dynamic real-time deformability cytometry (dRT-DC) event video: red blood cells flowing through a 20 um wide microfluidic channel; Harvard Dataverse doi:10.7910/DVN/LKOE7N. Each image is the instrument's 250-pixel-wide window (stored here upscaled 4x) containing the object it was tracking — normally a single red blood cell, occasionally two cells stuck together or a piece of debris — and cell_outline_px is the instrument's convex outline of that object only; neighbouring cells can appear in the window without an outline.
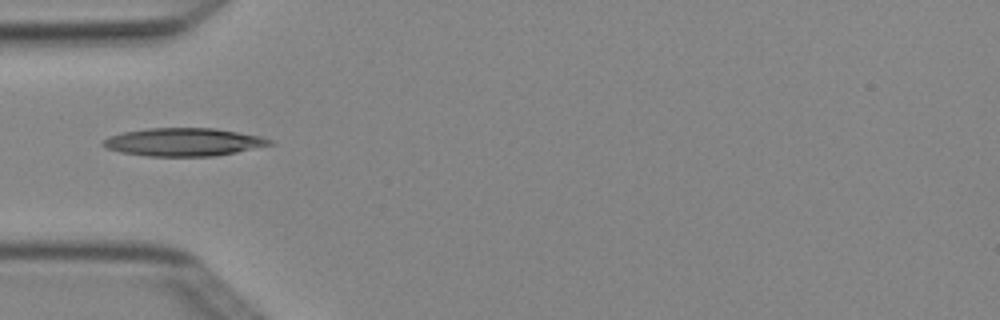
{"species": "Egyptian fruit bat (a non-hibernating species)", "species_latin": "Rousettus aegyptiacus", "temperature_condition": "cold", "stored_images_in_passage": 1, "camera_frame_rate_fps": 3000, "um_per_image_px": 0.085, "animal": {"sex": "female"}, "frame": {"image": 1, "passage_image": 1, "time_ms": 0.0, "image_size_px": [1000, 320], "cell_outline_px": [[276, 144], [236, 152], [212, 156], [148, 156], [120, 152], [104, 148], [100, 144], [108, 136], [124, 132], [148, 128], [216, 128], [260, 136], [272, 140]], "centroid_in_image_um": [15.59, 12.07], "position_along_channel_um": 69.4, "area_um2": 27.28}}